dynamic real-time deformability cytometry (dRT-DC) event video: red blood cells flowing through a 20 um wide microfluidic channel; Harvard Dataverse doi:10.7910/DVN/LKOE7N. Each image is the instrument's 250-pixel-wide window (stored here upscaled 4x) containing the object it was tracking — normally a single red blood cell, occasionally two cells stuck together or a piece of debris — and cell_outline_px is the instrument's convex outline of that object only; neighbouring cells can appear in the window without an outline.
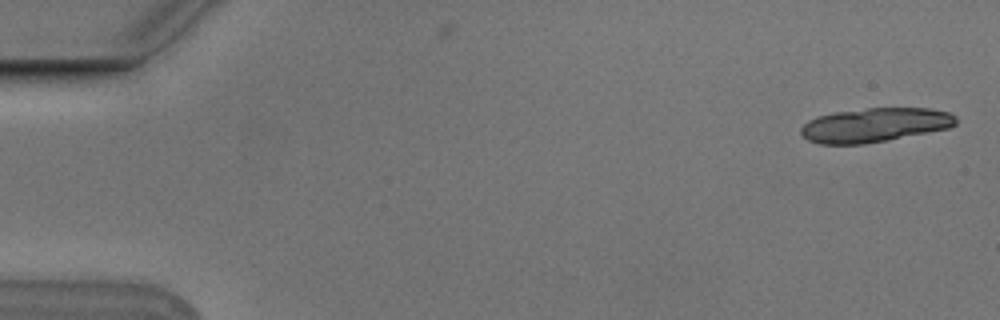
{"species": "Egyptian fruit bat (a non-hibernating species)", "species_latin": "Rousettus aegyptiacus", "temperature_condition": "cold", "stored_images_in_passage": 5, "camera_frame_rate_fps": 3000, "um_per_image_px": 0.085, "animal": {"sex": "male"}, "frame": {"image": 1, "passage_image": 1, "time_ms": 0.0, "image_size_px": [1000, 320], "cell_outline_px": [[956, 124], [948, 128], [864, 144], [820, 144], [808, 140], [800, 132], [800, 128], [808, 120], [816, 116], [832, 112], [868, 108], [932, 108], [948, 112], [956, 116]], "centroid_in_image_um": [74.32, 10.61], "position_along_channel_um": 10.7, "area_um2": 30.75}}